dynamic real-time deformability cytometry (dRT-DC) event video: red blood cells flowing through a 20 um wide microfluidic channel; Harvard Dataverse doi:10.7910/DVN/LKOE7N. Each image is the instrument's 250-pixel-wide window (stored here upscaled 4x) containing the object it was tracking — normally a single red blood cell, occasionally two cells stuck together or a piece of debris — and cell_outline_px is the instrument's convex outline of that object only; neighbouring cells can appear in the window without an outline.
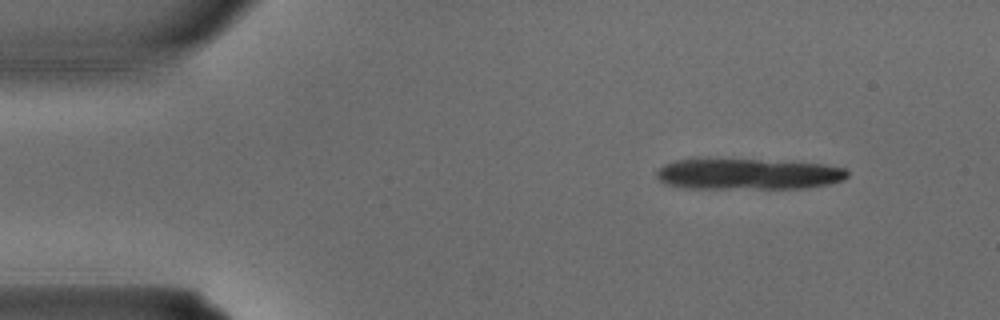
{"species": "common noctule bat (a hibernating species)", "species_latin": "Nyctalus noctula", "temperature_condition": "warm", "stored_images_in_passage": 3, "camera_frame_rate_fps": 3000, "um_per_image_px": 0.085, "animal": {"sex": "male", "body_mass_g": 15.6}, "frame": {"image": 1, "passage_image": 1, "time_ms": 0.0, "image_size_px": [1000, 320], "cell_outline_px": [[848, 176], [844, 180], [828, 184], [808, 188], [684, 188], [664, 184], [656, 176], [656, 172], [664, 164], [676, 160], [700, 156], [824, 164], [844, 168], [848, 172]], "centroid_in_image_um": [63.5, 14.76], "position_along_channel_um": 21.5, "area_um2": 35.37}}
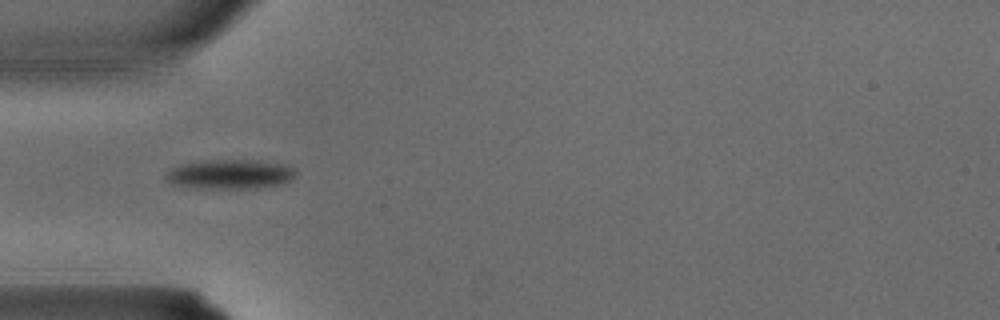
{"frame": {"image": 2, "passage_image": 3, "time_ms": 0.667, "image_size_px": [1000, 320], "cell_outline_px": [[296, 172], [292, 180], [280, 184], [248, 188], [196, 188], [172, 184], [164, 176], [172, 168], [180, 164], [208, 160], [260, 160], [284, 164], [296, 168]], "centroid_in_image_um": [19.58, 14.79], "position_along_channel_um": 65.4, "area_um2": 22.25}}